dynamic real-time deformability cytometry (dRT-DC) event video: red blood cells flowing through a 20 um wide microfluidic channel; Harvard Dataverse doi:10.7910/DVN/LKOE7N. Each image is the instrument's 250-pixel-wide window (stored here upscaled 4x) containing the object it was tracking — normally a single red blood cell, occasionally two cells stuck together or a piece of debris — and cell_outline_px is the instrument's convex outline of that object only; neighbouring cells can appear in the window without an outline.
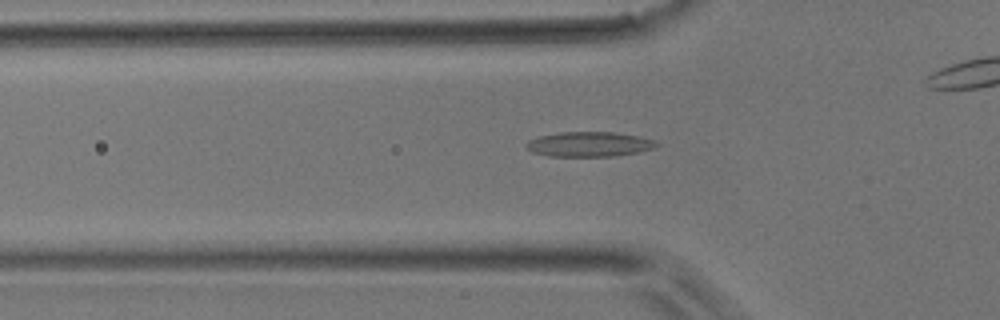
{"species": "common noctule bat (a hibernating species)", "species_latin": "Nyctalus noctula", "temperature_condition": "room temperature", "stored_images_in_passage": 46, "camera_frame_rate_fps": 3000, "um_per_image_px": 0.085, "animal": {"sex": "male", "body_mass_g": 17.9}, "frame": {"image": 1, "passage_image": 15, "time_ms": 4.667, "image_size_px": [1000, 320], "cell_outline_px": [[660, 144], [656, 148], [616, 156], [548, 156], [532, 152], [524, 144], [528, 140], [540, 136], [560, 132], [616, 132], [636, 136], [652, 140]], "centroid_in_image_um": [50.06, 12.26], "position_along_channel_um": 75.7, "area_um2": 18.79}}
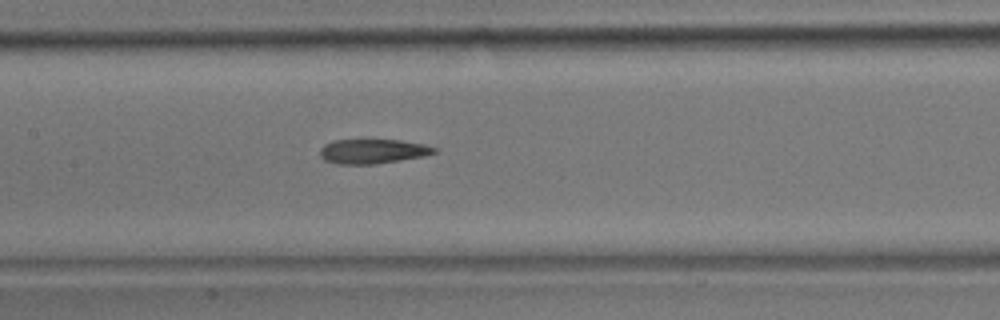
{"frame": {"image": 2, "passage_image": 22, "time_ms": 7.0, "image_size_px": [1000, 320], "cell_outline_px": [[440, 148], [436, 152], [424, 156], [376, 164], [336, 164], [324, 160], [320, 156], [320, 148], [324, 144], [332, 140], [400, 140], [424, 144]], "centroid_in_image_um": [31.68, 12.86], "position_along_channel_um": 175.7, "area_um2": 16.47}}
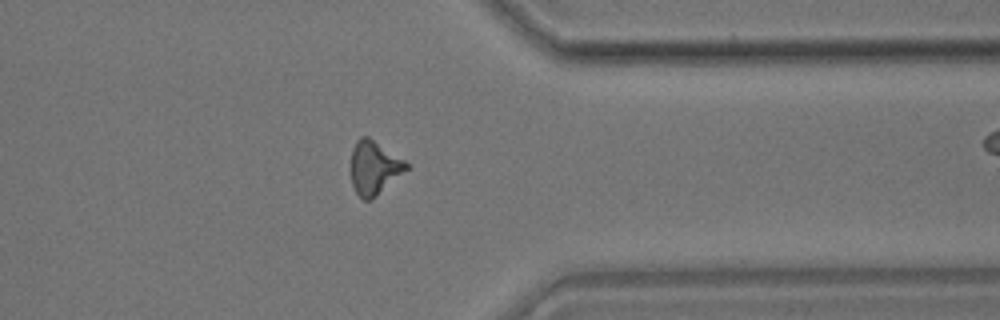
{"frame": {"image": 3, "passage_image": 37, "time_ms": 12.0, "image_size_px": [1000, 320], "cell_outline_px": [[408, 168], [372, 200], [364, 200], [356, 192], [352, 184], [352, 148], [356, 140], [360, 136], [368, 136], [404, 160], [408, 164]], "centroid_in_image_um": [31.79, 14.24], "position_along_channel_um": 379.6, "area_um2": 16.99}}